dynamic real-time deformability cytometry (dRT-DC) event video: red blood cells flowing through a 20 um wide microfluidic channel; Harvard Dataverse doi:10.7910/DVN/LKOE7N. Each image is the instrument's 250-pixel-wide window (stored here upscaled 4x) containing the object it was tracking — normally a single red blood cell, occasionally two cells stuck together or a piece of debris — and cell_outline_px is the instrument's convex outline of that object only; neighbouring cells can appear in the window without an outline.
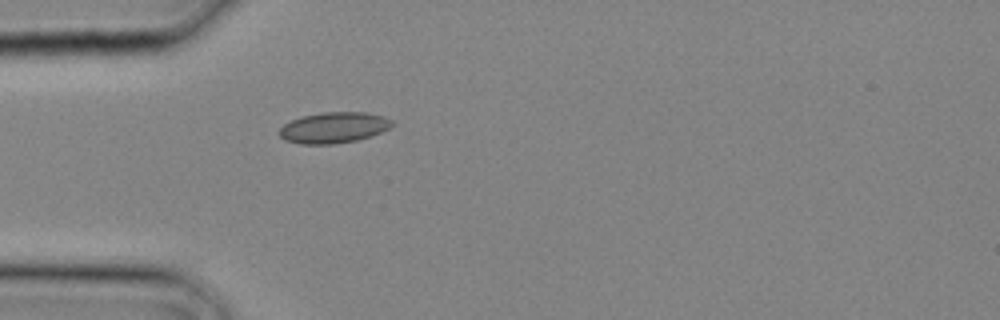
{"species": "common noctule bat (a hibernating species)", "species_latin": "Nyctalus noctula", "temperature_condition": "cold", "stored_images_in_passage": 3, "camera_frame_rate_fps": 3000, "um_per_image_px": 0.085, "animal": {"sex": "male", "body_mass_g": 20.4}, "frame": {"image": 1, "passage_image": 3, "time_ms": 0.667, "image_size_px": [1000, 320], "cell_outline_px": [[396, 124], [372, 136], [356, 140], [332, 144], [300, 144], [284, 140], [276, 132], [284, 124], [292, 120], [304, 116], [324, 112], [368, 112], [384, 116], [392, 120]], "centroid_in_image_um": [28.37, 10.85], "position_along_channel_um": 56.6, "area_um2": 20.4}}